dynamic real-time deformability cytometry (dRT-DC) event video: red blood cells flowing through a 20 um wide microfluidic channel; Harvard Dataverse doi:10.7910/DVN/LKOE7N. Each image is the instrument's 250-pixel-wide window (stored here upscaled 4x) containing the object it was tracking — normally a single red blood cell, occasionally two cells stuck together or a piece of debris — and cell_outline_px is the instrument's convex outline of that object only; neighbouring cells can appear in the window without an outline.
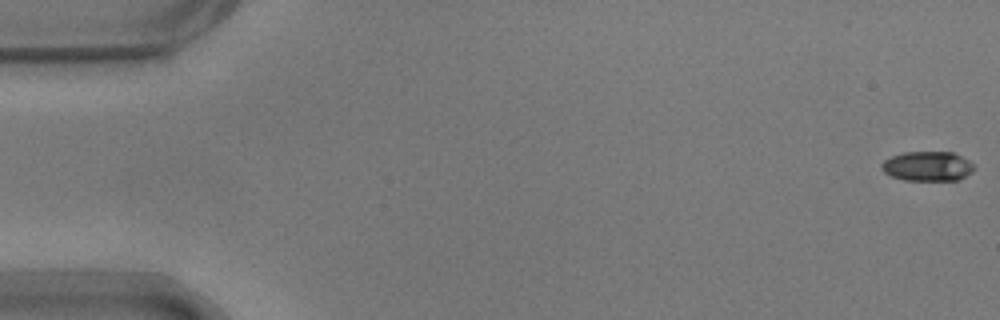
{"species": "common noctule bat (a hibernating species)", "species_latin": "Nyctalus noctula", "temperature_condition": "warm", "stored_images_in_passage": 12, "camera_frame_rate_fps": 3000, "um_per_image_px": 0.085, "animal": {"sex": "male", "body_mass_g": 17.9}, "frame": {"image": 1, "passage_image": 1, "time_ms": 0.0, "image_size_px": [1000, 320], "cell_outline_px": [[972, 172], [960, 180], [904, 180], [892, 176], [884, 172], [880, 168], [880, 164], [884, 160], [892, 156], [904, 152], [952, 152], [968, 160], [972, 164]], "centroid_in_image_um": [78.81, 14.13], "position_along_channel_um": 6.2, "area_um2": 15.9}}